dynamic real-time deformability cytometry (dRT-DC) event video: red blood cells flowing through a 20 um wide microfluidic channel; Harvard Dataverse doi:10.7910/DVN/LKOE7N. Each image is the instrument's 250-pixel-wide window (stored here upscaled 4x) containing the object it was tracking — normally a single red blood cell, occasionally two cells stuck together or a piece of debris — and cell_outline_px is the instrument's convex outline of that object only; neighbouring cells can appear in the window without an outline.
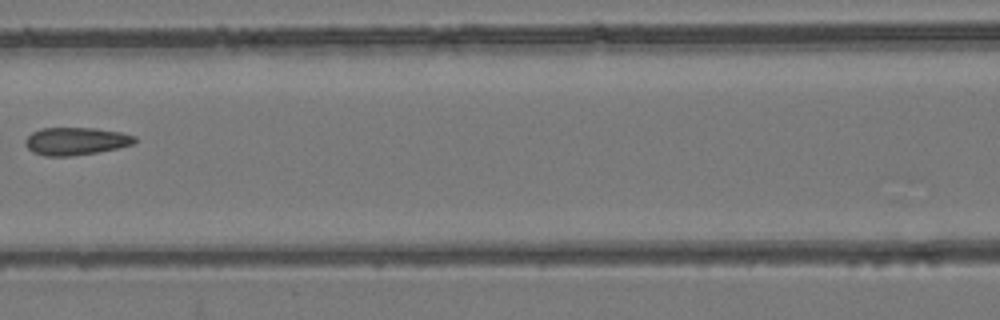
{"species": "common noctule bat (a hibernating species)", "species_latin": "Nyctalus noctula", "temperature_condition": "room temperature", "stored_images_in_passage": 9, "camera_frame_rate_fps": 3000, "um_per_image_px": 0.085, "animal": {"sex": "female", "body_mass_g": 24.6, "forearm_length_mm": 56.2}, "frame": {"image": 1, "passage_image": 8, "time_ms": 8.0, "image_size_px": [1000, 320], "cell_outline_px": [[136, 140], [132, 144], [116, 148], [96, 152], [68, 156], [44, 156], [32, 152], [24, 144], [24, 140], [32, 132], [40, 128], [96, 128], [120, 132], [136, 136]], "centroid_in_image_um": [6.4, 11.99], "position_along_channel_um": 160.2, "area_um2": 17.57}}
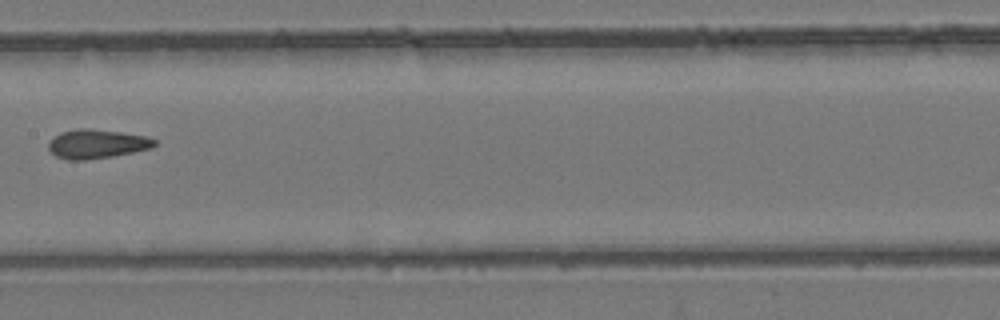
{"frame": {"image": 2, "passage_image": 9, "time_ms": 9.0, "image_size_px": [1000, 320], "cell_outline_px": [[156, 144], [152, 148], [112, 156], [84, 160], [68, 160], [56, 156], [48, 148], [48, 140], [60, 132], [80, 128], [88, 128], [120, 132], [148, 136], [156, 140]], "centroid_in_image_um": [8.21, 12.22], "position_along_channel_um": 199.2, "area_um2": 17.98}}